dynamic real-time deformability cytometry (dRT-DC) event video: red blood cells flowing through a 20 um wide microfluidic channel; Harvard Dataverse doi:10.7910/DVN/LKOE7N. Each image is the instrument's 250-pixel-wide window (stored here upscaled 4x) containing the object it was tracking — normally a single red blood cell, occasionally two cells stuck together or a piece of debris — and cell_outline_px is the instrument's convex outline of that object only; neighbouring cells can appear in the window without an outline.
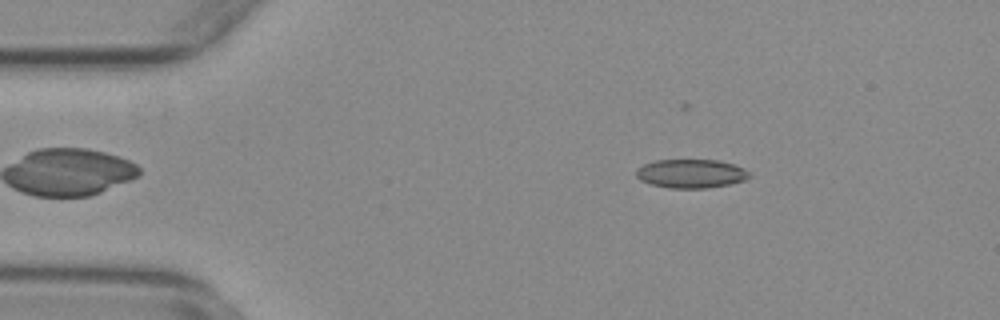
{"species": "common noctule bat (a hibernating species)", "species_latin": "Nyctalus noctula", "temperature_condition": "warm", "stored_images_in_passage": 42, "camera_frame_rate_fps": 3000, "um_per_image_px": 0.085, "animal": {"sex": "female", "body_mass_g": 29.2, "forearm_length_mm": 56.3}, "frame": {"image": 1, "passage_image": 4, "time_ms": 1.0, "image_size_px": [1000, 320], "cell_outline_px": [[748, 176], [744, 180], [728, 184], [708, 188], [668, 188], [652, 184], [640, 180], [636, 176], [636, 168], [644, 164], [656, 160], [716, 160], [732, 164], [744, 168], [748, 172]], "centroid_in_image_um": [58.69, 14.75], "position_along_channel_um": 26.3, "area_um2": 18.79}}
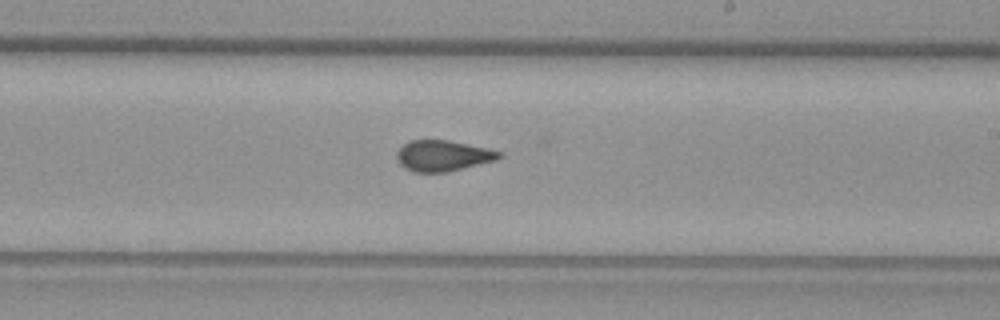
{"frame": {"image": 2, "passage_image": 27, "time_ms": 8.667, "image_size_px": [1000, 320], "cell_outline_px": [[504, 156], [496, 160], [448, 172], [412, 172], [404, 168], [396, 160], [396, 152], [408, 140], [448, 140], [488, 148], [504, 152]], "centroid_in_image_um": [37.65, 13.24], "position_along_channel_um": 251.3, "area_um2": 18.67}}
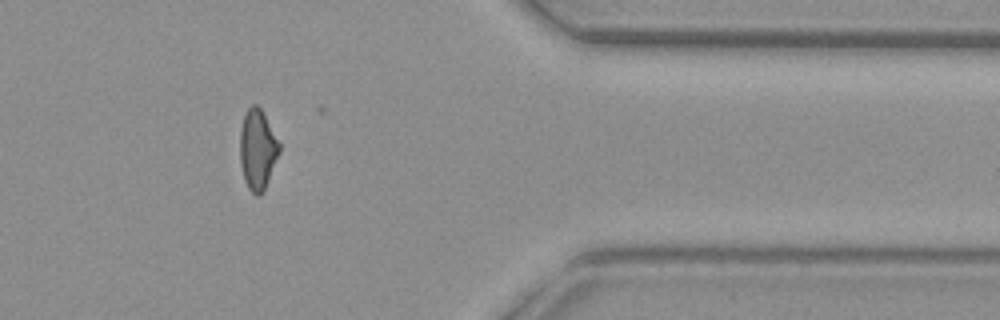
{"frame": {"image": 3, "passage_image": 40, "time_ms": 13.0, "image_size_px": [1000, 320], "cell_outline_px": [[280, 152], [264, 188], [260, 196], [256, 196], [248, 188], [244, 180], [240, 164], [240, 128], [244, 116], [248, 108], [252, 104], [256, 104], [260, 108], [280, 144]], "centroid_in_image_um": [21.87, 12.71], "position_along_channel_um": 389.5, "area_um2": 18.15}, "authors_computed_cell_mechanics": {"area_um2": 18.8139, "velocity_mm_per_s": 3.7427, "shape_relaxation_time_tau1_ms": null, "shape_relaxation_time_tau2_ms": 1.6117, "deformation_change_tau1": null, "deformation_change_tau2": 0.0663}}